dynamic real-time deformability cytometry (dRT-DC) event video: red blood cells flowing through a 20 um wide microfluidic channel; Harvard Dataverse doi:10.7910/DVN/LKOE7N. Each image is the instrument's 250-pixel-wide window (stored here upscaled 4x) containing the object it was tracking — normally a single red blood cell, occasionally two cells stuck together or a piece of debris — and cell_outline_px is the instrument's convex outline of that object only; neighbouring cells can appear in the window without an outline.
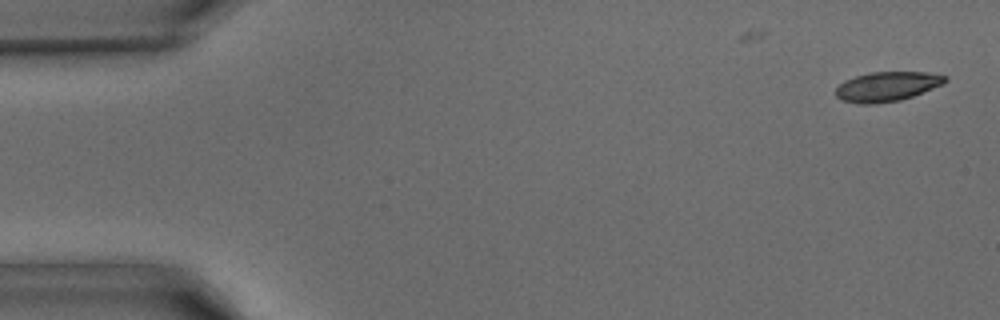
{"species": "common noctule bat (a hibernating species)", "species_latin": "Nyctalus noctula", "temperature_condition": "warm", "stored_images_in_passage": 12, "camera_frame_rate_fps": 3000, "um_per_image_px": 0.085, "animal": {"sex": "male", "body_mass_g": 15.6}, "frame": {"image": 1, "passage_image": 1, "time_ms": 0.0, "image_size_px": [1000, 320], "cell_outline_px": [[948, 80], [944, 84], [912, 96], [900, 100], [872, 104], [860, 104], [844, 100], [836, 96], [836, 88], [844, 80], [856, 76], [872, 72], [928, 72], [948, 76]], "centroid_in_image_um": [75.43, 7.34], "position_along_channel_um": 9.6, "area_um2": 18.79}}